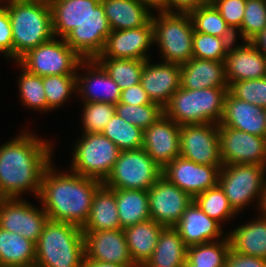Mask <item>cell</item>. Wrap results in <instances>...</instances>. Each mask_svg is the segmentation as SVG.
<instances>
[{"label":"cell","instance_id":"obj_1","mask_svg":"<svg viewBox=\"0 0 266 267\" xmlns=\"http://www.w3.org/2000/svg\"><path fill=\"white\" fill-rule=\"evenodd\" d=\"M52 149L51 143L27 131L0 146V199L19 198L25 191L38 198Z\"/></svg>","mask_w":266,"mask_h":267},{"label":"cell","instance_id":"obj_2","mask_svg":"<svg viewBox=\"0 0 266 267\" xmlns=\"http://www.w3.org/2000/svg\"><path fill=\"white\" fill-rule=\"evenodd\" d=\"M54 37L83 59H96L112 32L101 0H60L50 7Z\"/></svg>","mask_w":266,"mask_h":267},{"label":"cell","instance_id":"obj_3","mask_svg":"<svg viewBox=\"0 0 266 267\" xmlns=\"http://www.w3.org/2000/svg\"><path fill=\"white\" fill-rule=\"evenodd\" d=\"M52 162L41 179L38 199L52 221L83 227L87 222L93 197L103 182L71 171L59 173Z\"/></svg>","mask_w":266,"mask_h":267},{"label":"cell","instance_id":"obj_4","mask_svg":"<svg viewBox=\"0 0 266 267\" xmlns=\"http://www.w3.org/2000/svg\"><path fill=\"white\" fill-rule=\"evenodd\" d=\"M35 247V267H83V231L77 225L48 220Z\"/></svg>","mask_w":266,"mask_h":267},{"label":"cell","instance_id":"obj_5","mask_svg":"<svg viewBox=\"0 0 266 267\" xmlns=\"http://www.w3.org/2000/svg\"><path fill=\"white\" fill-rule=\"evenodd\" d=\"M6 1V4H5ZM13 34V60L54 37L49 6L27 0H5Z\"/></svg>","mask_w":266,"mask_h":267},{"label":"cell","instance_id":"obj_6","mask_svg":"<svg viewBox=\"0 0 266 267\" xmlns=\"http://www.w3.org/2000/svg\"><path fill=\"white\" fill-rule=\"evenodd\" d=\"M228 88L187 90L179 88L163 108L164 115L178 125L219 124Z\"/></svg>","mask_w":266,"mask_h":267},{"label":"cell","instance_id":"obj_7","mask_svg":"<svg viewBox=\"0 0 266 267\" xmlns=\"http://www.w3.org/2000/svg\"><path fill=\"white\" fill-rule=\"evenodd\" d=\"M152 14L153 40L164 62L183 65L193 58L194 28L188 12L157 10Z\"/></svg>","mask_w":266,"mask_h":267},{"label":"cell","instance_id":"obj_8","mask_svg":"<svg viewBox=\"0 0 266 267\" xmlns=\"http://www.w3.org/2000/svg\"><path fill=\"white\" fill-rule=\"evenodd\" d=\"M79 139L73 145L70 171L104 182L118 159V146L102 133H83Z\"/></svg>","mask_w":266,"mask_h":267},{"label":"cell","instance_id":"obj_9","mask_svg":"<svg viewBox=\"0 0 266 267\" xmlns=\"http://www.w3.org/2000/svg\"><path fill=\"white\" fill-rule=\"evenodd\" d=\"M265 174L266 166L257 164L223 165L220 168L218 184L237 213L256 198L259 201V209L266 186Z\"/></svg>","mask_w":266,"mask_h":267},{"label":"cell","instance_id":"obj_10","mask_svg":"<svg viewBox=\"0 0 266 267\" xmlns=\"http://www.w3.org/2000/svg\"><path fill=\"white\" fill-rule=\"evenodd\" d=\"M60 40L53 37L28 51L16 63L28 72L41 77L76 75L78 68H85L84 60L65 42L64 38Z\"/></svg>","mask_w":266,"mask_h":267},{"label":"cell","instance_id":"obj_11","mask_svg":"<svg viewBox=\"0 0 266 267\" xmlns=\"http://www.w3.org/2000/svg\"><path fill=\"white\" fill-rule=\"evenodd\" d=\"M162 170L143 148L120 151L103 184L111 189L148 191L162 176Z\"/></svg>","mask_w":266,"mask_h":267},{"label":"cell","instance_id":"obj_12","mask_svg":"<svg viewBox=\"0 0 266 267\" xmlns=\"http://www.w3.org/2000/svg\"><path fill=\"white\" fill-rule=\"evenodd\" d=\"M180 156L197 164L223 166L218 124L180 125Z\"/></svg>","mask_w":266,"mask_h":267},{"label":"cell","instance_id":"obj_13","mask_svg":"<svg viewBox=\"0 0 266 267\" xmlns=\"http://www.w3.org/2000/svg\"><path fill=\"white\" fill-rule=\"evenodd\" d=\"M220 156L223 165L266 166V137L218 124Z\"/></svg>","mask_w":266,"mask_h":267},{"label":"cell","instance_id":"obj_14","mask_svg":"<svg viewBox=\"0 0 266 267\" xmlns=\"http://www.w3.org/2000/svg\"><path fill=\"white\" fill-rule=\"evenodd\" d=\"M49 217L41 208H37L22 198L0 199V228L19 234L37 243Z\"/></svg>","mask_w":266,"mask_h":267},{"label":"cell","instance_id":"obj_15","mask_svg":"<svg viewBox=\"0 0 266 267\" xmlns=\"http://www.w3.org/2000/svg\"><path fill=\"white\" fill-rule=\"evenodd\" d=\"M147 192L150 219L165 228L175 227L183 212L194 201L190 194L175 186L163 175Z\"/></svg>","mask_w":266,"mask_h":267},{"label":"cell","instance_id":"obj_16","mask_svg":"<svg viewBox=\"0 0 266 267\" xmlns=\"http://www.w3.org/2000/svg\"><path fill=\"white\" fill-rule=\"evenodd\" d=\"M221 167L197 164L180 156L163 168L162 175L194 198L218 184Z\"/></svg>","mask_w":266,"mask_h":267},{"label":"cell","instance_id":"obj_17","mask_svg":"<svg viewBox=\"0 0 266 267\" xmlns=\"http://www.w3.org/2000/svg\"><path fill=\"white\" fill-rule=\"evenodd\" d=\"M154 44L153 23L135 29L112 31L97 58L149 60L148 50Z\"/></svg>","mask_w":266,"mask_h":267},{"label":"cell","instance_id":"obj_18","mask_svg":"<svg viewBox=\"0 0 266 267\" xmlns=\"http://www.w3.org/2000/svg\"><path fill=\"white\" fill-rule=\"evenodd\" d=\"M143 149L163 169L180 157V125L163 114L143 130Z\"/></svg>","mask_w":266,"mask_h":267},{"label":"cell","instance_id":"obj_19","mask_svg":"<svg viewBox=\"0 0 266 267\" xmlns=\"http://www.w3.org/2000/svg\"><path fill=\"white\" fill-rule=\"evenodd\" d=\"M83 239L88 259L137 267L130 256L123 229L83 231Z\"/></svg>","mask_w":266,"mask_h":267},{"label":"cell","instance_id":"obj_20","mask_svg":"<svg viewBox=\"0 0 266 267\" xmlns=\"http://www.w3.org/2000/svg\"><path fill=\"white\" fill-rule=\"evenodd\" d=\"M229 46L224 60L225 76L228 86L231 83L266 77V57L251 43Z\"/></svg>","mask_w":266,"mask_h":267},{"label":"cell","instance_id":"obj_21","mask_svg":"<svg viewBox=\"0 0 266 267\" xmlns=\"http://www.w3.org/2000/svg\"><path fill=\"white\" fill-rule=\"evenodd\" d=\"M181 68L169 62L152 64L145 60L140 83L151 102L164 108L180 88Z\"/></svg>","mask_w":266,"mask_h":267},{"label":"cell","instance_id":"obj_22","mask_svg":"<svg viewBox=\"0 0 266 267\" xmlns=\"http://www.w3.org/2000/svg\"><path fill=\"white\" fill-rule=\"evenodd\" d=\"M84 66L87 74L82 76L76 72V91L80 93L82 102L117 104L120 101L121 89L104 68L95 59L84 60Z\"/></svg>","mask_w":266,"mask_h":267},{"label":"cell","instance_id":"obj_23","mask_svg":"<svg viewBox=\"0 0 266 267\" xmlns=\"http://www.w3.org/2000/svg\"><path fill=\"white\" fill-rule=\"evenodd\" d=\"M219 124L265 137L266 112L264 108L237 99L227 92L224 100L223 117Z\"/></svg>","mask_w":266,"mask_h":267},{"label":"cell","instance_id":"obj_24","mask_svg":"<svg viewBox=\"0 0 266 267\" xmlns=\"http://www.w3.org/2000/svg\"><path fill=\"white\" fill-rule=\"evenodd\" d=\"M222 224L208 217L193 201L183 212L178 224L174 227L187 246L219 241L222 235Z\"/></svg>","mask_w":266,"mask_h":267},{"label":"cell","instance_id":"obj_25","mask_svg":"<svg viewBox=\"0 0 266 267\" xmlns=\"http://www.w3.org/2000/svg\"><path fill=\"white\" fill-rule=\"evenodd\" d=\"M180 87L187 90L204 88H228L224 62L192 58L180 65Z\"/></svg>","mask_w":266,"mask_h":267},{"label":"cell","instance_id":"obj_26","mask_svg":"<svg viewBox=\"0 0 266 267\" xmlns=\"http://www.w3.org/2000/svg\"><path fill=\"white\" fill-rule=\"evenodd\" d=\"M111 30L135 29L152 18L151 7L139 0H101Z\"/></svg>","mask_w":266,"mask_h":267},{"label":"cell","instance_id":"obj_27","mask_svg":"<svg viewBox=\"0 0 266 267\" xmlns=\"http://www.w3.org/2000/svg\"><path fill=\"white\" fill-rule=\"evenodd\" d=\"M82 231H106L121 229L119 220L116 189H111L102 184L96 191L89 218Z\"/></svg>","mask_w":266,"mask_h":267},{"label":"cell","instance_id":"obj_28","mask_svg":"<svg viewBox=\"0 0 266 267\" xmlns=\"http://www.w3.org/2000/svg\"><path fill=\"white\" fill-rule=\"evenodd\" d=\"M164 228L149 219L123 229L130 256L137 267H143L150 259Z\"/></svg>","mask_w":266,"mask_h":267},{"label":"cell","instance_id":"obj_29","mask_svg":"<svg viewBox=\"0 0 266 267\" xmlns=\"http://www.w3.org/2000/svg\"><path fill=\"white\" fill-rule=\"evenodd\" d=\"M227 236L234 251L266 259V217L260 213L257 219L239 225L228 232Z\"/></svg>","mask_w":266,"mask_h":267},{"label":"cell","instance_id":"obj_30","mask_svg":"<svg viewBox=\"0 0 266 267\" xmlns=\"http://www.w3.org/2000/svg\"><path fill=\"white\" fill-rule=\"evenodd\" d=\"M187 248L174 227L164 228L152 256L143 267H185Z\"/></svg>","mask_w":266,"mask_h":267},{"label":"cell","instance_id":"obj_31","mask_svg":"<svg viewBox=\"0 0 266 267\" xmlns=\"http://www.w3.org/2000/svg\"><path fill=\"white\" fill-rule=\"evenodd\" d=\"M35 243L0 228V267H35Z\"/></svg>","mask_w":266,"mask_h":267},{"label":"cell","instance_id":"obj_32","mask_svg":"<svg viewBox=\"0 0 266 267\" xmlns=\"http://www.w3.org/2000/svg\"><path fill=\"white\" fill-rule=\"evenodd\" d=\"M116 203L121 229L150 219L146 190L116 189Z\"/></svg>","mask_w":266,"mask_h":267},{"label":"cell","instance_id":"obj_33","mask_svg":"<svg viewBox=\"0 0 266 267\" xmlns=\"http://www.w3.org/2000/svg\"><path fill=\"white\" fill-rule=\"evenodd\" d=\"M188 14L191 18L194 31L226 38L231 44L236 42V34L212 3L192 9Z\"/></svg>","mask_w":266,"mask_h":267},{"label":"cell","instance_id":"obj_34","mask_svg":"<svg viewBox=\"0 0 266 267\" xmlns=\"http://www.w3.org/2000/svg\"><path fill=\"white\" fill-rule=\"evenodd\" d=\"M220 241L188 246L185 265L197 267H224L226 256L231 248L229 237Z\"/></svg>","mask_w":266,"mask_h":267},{"label":"cell","instance_id":"obj_35","mask_svg":"<svg viewBox=\"0 0 266 267\" xmlns=\"http://www.w3.org/2000/svg\"><path fill=\"white\" fill-rule=\"evenodd\" d=\"M122 90L139 84L145 61L138 59H95Z\"/></svg>","mask_w":266,"mask_h":267},{"label":"cell","instance_id":"obj_36","mask_svg":"<svg viewBox=\"0 0 266 267\" xmlns=\"http://www.w3.org/2000/svg\"><path fill=\"white\" fill-rule=\"evenodd\" d=\"M102 134L115 143L120 151L143 148V130L128 123L116 113L105 126Z\"/></svg>","mask_w":266,"mask_h":267},{"label":"cell","instance_id":"obj_37","mask_svg":"<svg viewBox=\"0 0 266 267\" xmlns=\"http://www.w3.org/2000/svg\"><path fill=\"white\" fill-rule=\"evenodd\" d=\"M194 202L208 217L215 219L220 224L237 216V212L230 205L219 184L196 195Z\"/></svg>","mask_w":266,"mask_h":267},{"label":"cell","instance_id":"obj_38","mask_svg":"<svg viewBox=\"0 0 266 267\" xmlns=\"http://www.w3.org/2000/svg\"><path fill=\"white\" fill-rule=\"evenodd\" d=\"M47 111L60 108L76 91V75H52L43 77Z\"/></svg>","mask_w":266,"mask_h":267},{"label":"cell","instance_id":"obj_39","mask_svg":"<svg viewBox=\"0 0 266 267\" xmlns=\"http://www.w3.org/2000/svg\"><path fill=\"white\" fill-rule=\"evenodd\" d=\"M19 66L23 70L18 81L21 102L34 111H47L43 77L28 72L20 64Z\"/></svg>","mask_w":266,"mask_h":267},{"label":"cell","instance_id":"obj_40","mask_svg":"<svg viewBox=\"0 0 266 267\" xmlns=\"http://www.w3.org/2000/svg\"><path fill=\"white\" fill-rule=\"evenodd\" d=\"M115 113L128 123L145 130L164 114V110L159 104L153 102L144 105L118 102L115 104Z\"/></svg>","mask_w":266,"mask_h":267},{"label":"cell","instance_id":"obj_41","mask_svg":"<svg viewBox=\"0 0 266 267\" xmlns=\"http://www.w3.org/2000/svg\"><path fill=\"white\" fill-rule=\"evenodd\" d=\"M230 45L226 38L194 31L193 58L224 62Z\"/></svg>","mask_w":266,"mask_h":267},{"label":"cell","instance_id":"obj_42","mask_svg":"<svg viewBox=\"0 0 266 267\" xmlns=\"http://www.w3.org/2000/svg\"><path fill=\"white\" fill-rule=\"evenodd\" d=\"M266 27V0H247L239 32L243 41H251Z\"/></svg>","mask_w":266,"mask_h":267},{"label":"cell","instance_id":"obj_43","mask_svg":"<svg viewBox=\"0 0 266 267\" xmlns=\"http://www.w3.org/2000/svg\"><path fill=\"white\" fill-rule=\"evenodd\" d=\"M84 133H102L115 114V105L105 102H83Z\"/></svg>","mask_w":266,"mask_h":267},{"label":"cell","instance_id":"obj_44","mask_svg":"<svg viewBox=\"0 0 266 267\" xmlns=\"http://www.w3.org/2000/svg\"><path fill=\"white\" fill-rule=\"evenodd\" d=\"M228 92L237 99L266 109V77L231 83Z\"/></svg>","mask_w":266,"mask_h":267},{"label":"cell","instance_id":"obj_45","mask_svg":"<svg viewBox=\"0 0 266 267\" xmlns=\"http://www.w3.org/2000/svg\"><path fill=\"white\" fill-rule=\"evenodd\" d=\"M247 0H211V3L219 11L222 18L237 34L242 25Z\"/></svg>","mask_w":266,"mask_h":267},{"label":"cell","instance_id":"obj_46","mask_svg":"<svg viewBox=\"0 0 266 267\" xmlns=\"http://www.w3.org/2000/svg\"><path fill=\"white\" fill-rule=\"evenodd\" d=\"M0 53L13 59V34L9 14L4 3L0 2Z\"/></svg>","mask_w":266,"mask_h":267},{"label":"cell","instance_id":"obj_47","mask_svg":"<svg viewBox=\"0 0 266 267\" xmlns=\"http://www.w3.org/2000/svg\"><path fill=\"white\" fill-rule=\"evenodd\" d=\"M224 267H266V259L244 255L230 248Z\"/></svg>","mask_w":266,"mask_h":267},{"label":"cell","instance_id":"obj_48","mask_svg":"<svg viewBox=\"0 0 266 267\" xmlns=\"http://www.w3.org/2000/svg\"><path fill=\"white\" fill-rule=\"evenodd\" d=\"M119 102L131 105H144L152 103L147 95V92L142 88L141 83L122 90Z\"/></svg>","mask_w":266,"mask_h":267},{"label":"cell","instance_id":"obj_49","mask_svg":"<svg viewBox=\"0 0 266 267\" xmlns=\"http://www.w3.org/2000/svg\"><path fill=\"white\" fill-rule=\"evenodd\" d=\"M208 3H211V0H163V11L189 12Z\"/></svg>","mask_w":266,"mask_h":267},{"label":"cell","instance_id":"obj_50","mask_svg":"<svg viewBox=\"0 0 266 267\" xmlns=\"http://www.w3.org/2000/svg\"><path fill=\"white\" fill-rule=\"evenodd\" d=\"M251 43L266 57V27L251 40Z\"/></svg>","mask_w":266,"mask_h":267},{"label":"cell","instance_id":"obj_51","mask_svg":"<svg viewBox=\"0 0 266 267\" xmlns=\"http://www.w3.org/2000/svg\"><path fill=\"white\" fill-rule=\"evenodd\" d=\"M83 267H125L116 263H109L97 260H91L84 257Z\"/></svg>","mask_w":266,"mask_h":267},{"label":"cell","instance_id":"obj_52","mask_svg":"<svg viewBox=\"0 0 266 267\" xmlns=\"http://www.w3.org/2000/svg\"><path fill=\"white\" fill-rule=\"evenodd\" d=\"M141 2H144L148 4L153 9H158L163 11V0H139Z\"/></svg>","mask_w":266,"mask_h":267},{"label":"cell","instance_id":"obj_53","mask_svg":"<svg viewBox=\"0 0 266 267\" xmlns=\"http://www.w3.org/2000/svg\"><path fill=\"white\" fill-rule=\"evenodd\" d=\"M259 209H260V213H262L260 215L263 217H266V186H265V190L262 194V200H261Z\"/></svg>","mask_w":266,"mask_h":267},{"label":"cell","instance_id":"obj_54","mask_svg":"<svg viewBox=\"0 0 266 267\" xmlns=\"http://www.w3.org/2000/svg\"><path fill=\"white\" fill-rule=\"evenodd\" d=\"M27 1L35 2L37 4H42V5L51 7L60 0H27Z\"/></svg>","mask_w":266,"mask_h":267},{"label":"cell","instance_id":"obj_55","mask_svg":"<svg viewBox=\"0 0 266 267\" xmlns=\"http://www.w3.org/2000/svg\"><path fill=\"white\" fill-rule=\"evenodd\" d=\"M185 267H197V265H185Z\"/></svg>","mask_w":266,"mask_h":267}]
</instances>
